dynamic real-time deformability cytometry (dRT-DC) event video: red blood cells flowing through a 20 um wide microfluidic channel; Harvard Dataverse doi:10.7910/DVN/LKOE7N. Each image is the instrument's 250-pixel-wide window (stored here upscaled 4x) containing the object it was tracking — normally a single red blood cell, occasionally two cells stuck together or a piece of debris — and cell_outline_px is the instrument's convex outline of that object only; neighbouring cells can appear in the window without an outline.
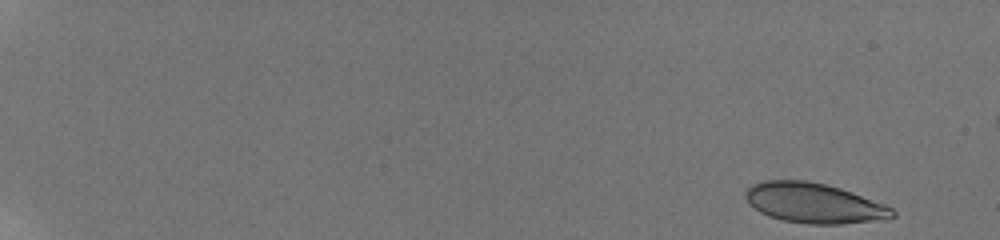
{"species": "human", "species_latin": "Homo sapiens", "temperature_condition": "room temperature", "stored_images_in_passage": 8, "camera_frame_rate_fps": 3000, "um_per_image_px": 0.085, "donor": {"sex": "male"}, "frame": {"image": 1, "passage_image": 1, "time_ms": 0.0, "image_size_px": [1000, 240], "cell_outline_px": [[896, 216], [888, 220], [840, 224], [808, 224], [784, 220], [768, 216], [760, 212], [744, 196], [744, 192], [752, 184], [764, 180], [804, 180], [824, 184], [840, 188], [852, 192], [884, 204], [892, 208], [896, 212]], "centroid_in_image_um": [69.23, 17.27], "position_along_channel_um": 15.8, "area_um2": 34.33}}
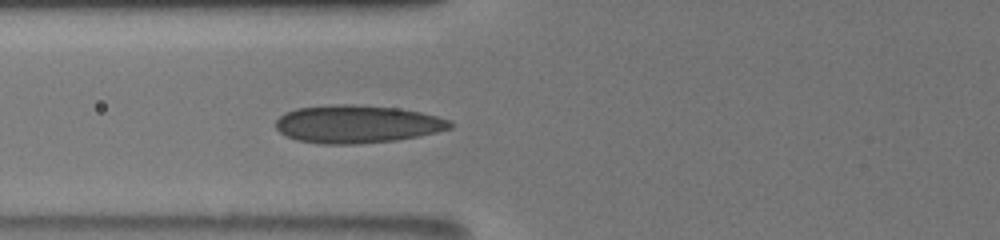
{"frame": {"image": 2, "passage_image": 8, "time_ms": 7.333, "image_size_px": [1000, 240], "cell_outline_px": [[452, 128], [420, 136], [396, 140], [356, 144], [320, 144], [296, 140], [280, 132], [276, 128], [276, 120], [284, 112], [296, 108], [340, 104], [348, 104], [396, 108], [420, 112], [452, 120]], "centroid_in_image_um": [30.35, 10.55], "position_along_channel_um": 95.5, "area_um2": 38.44}}